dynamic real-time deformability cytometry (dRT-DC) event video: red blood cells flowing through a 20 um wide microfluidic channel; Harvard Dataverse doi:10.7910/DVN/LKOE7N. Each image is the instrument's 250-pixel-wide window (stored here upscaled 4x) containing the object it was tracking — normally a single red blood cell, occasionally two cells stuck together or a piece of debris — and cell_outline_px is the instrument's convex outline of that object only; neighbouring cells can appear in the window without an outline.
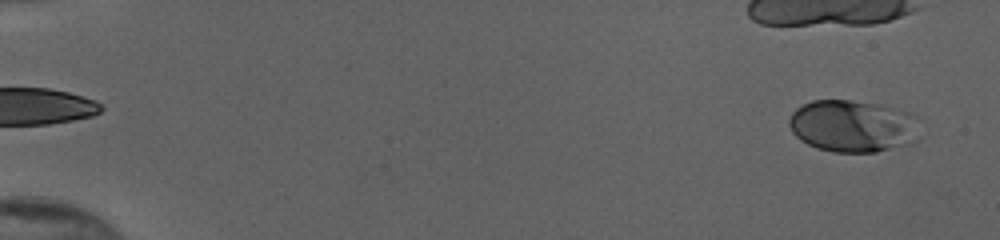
{"species": "human", "species_latin": "Homo sapiens", "temperature_condition": "cold", "stored_images_in_passage": 22, "camera_frame_rate_fps": 3000, "um_per_image_px": 0.085, "donor": {"sex": "female"}, "frame": {"image": 1, "passage_image": 2, "time_ms": 0.333, "image_size_px": [1000, 240], "cell_outline_px": [[920, 140], [912, 144], [876, 152], [832, 152], [816, 148], [800, 140], [792, 132], [788, 124], [788, 120], [792, 112], [796, 108], [812, 100], [852, 100], [880, 104], [896, 108], [908, 112], [916, 116]], "centroid_in_image_um": [72.52, 10.72], "position_along_channel_um": 12.5, "area_um2": 40.4}}